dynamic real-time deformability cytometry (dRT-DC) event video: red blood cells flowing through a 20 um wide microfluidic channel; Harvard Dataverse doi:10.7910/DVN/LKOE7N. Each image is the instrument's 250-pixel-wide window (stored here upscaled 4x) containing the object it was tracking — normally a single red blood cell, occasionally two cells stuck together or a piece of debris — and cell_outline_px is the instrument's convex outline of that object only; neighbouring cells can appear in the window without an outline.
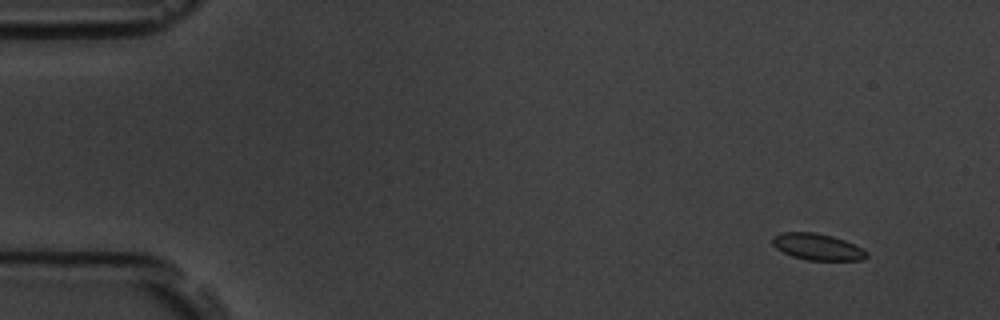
{"species": "common noctule bat (a hibernating species)", "species_latin": "Nyctalus noctula", "temperature_condition": "room temperature", "stored_images_in_passage": 5, "camera_frame_rate_fps": 3000, "um_per_image_px": 0.085, "animal": {"sex": "male", "body_mass_g": 19.5, "forearm_length_mm": 54.6}, "frame": {"image": 1, "passage_image": 1, "time_ms": 0.0, "image_size_px": [1000, 320], "cell_outline_px": [[868, 256], [864, 260], [808, 260], [792, 256], [776, 248], [772, 244], [772, 236], [784, 232], [816, 232], [832, 236], [844, 240], [868, 252]], "centroid_in_image_um": [69.47, 20.98], "position_along_channel_um": 15.5, "area_um2": 14.45}}
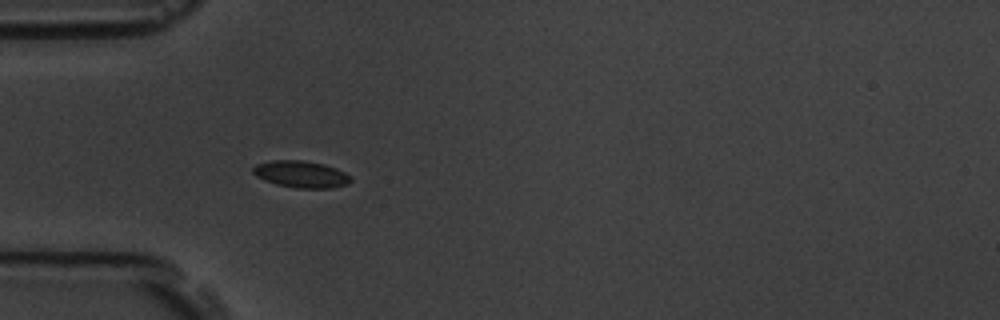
{"frame": {"image": 2, "passage_image": 5, "time_ms": 4.333, "image_size_px": [1000, 320], "cell_outline_px": [[352, 180], [348, 184], [332, 188], [296, 188], [276, 184], [264, 180], [256, 176], [252, 172], [252, 168], [256, 164], [272, 160], [304, 160], [324, 164], [336, 168], [344, 172]], "centroid_in_image_um": [25.57, 14.8], "position_along_channel_um": 59.4, "area_um2": 15.32}}